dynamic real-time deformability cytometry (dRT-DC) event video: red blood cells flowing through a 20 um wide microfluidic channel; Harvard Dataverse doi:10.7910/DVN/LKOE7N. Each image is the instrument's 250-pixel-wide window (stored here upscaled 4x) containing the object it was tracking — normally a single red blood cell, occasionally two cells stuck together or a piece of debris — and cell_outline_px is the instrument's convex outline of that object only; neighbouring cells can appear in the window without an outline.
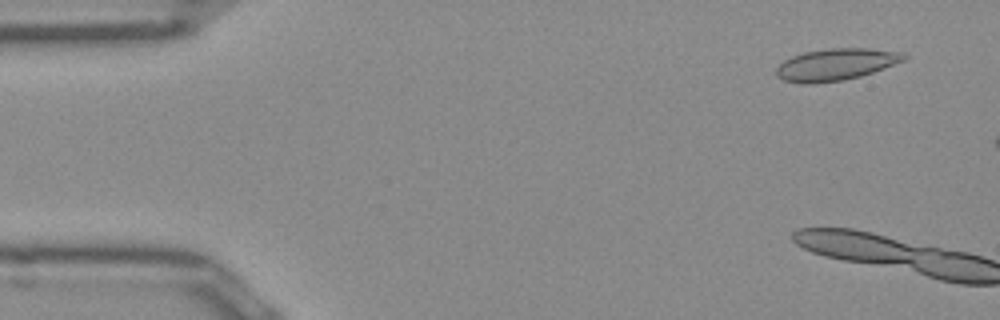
{"species": "Egyptian fruit bat (a non-hibernating species)", "species_latin": "Rousettus aegyptiacus", "temperature_condition": "room temperature", "stored_images_in_passage": 6, "camera_frame_rate_fps": 3000, "um_per_image_px": 0.085, "frame": {"image": 1, "passage_image": 3, "time_ms": 0.667, "image_size_px": [1000, 320], "cell_outline_px": [[908, 56], [904, 60], [884, 68], [860, 76], [844, 80], [812, 84], [804, 84], [784, 80], [776, 76], [776, 68], [784, 60], [792, 56], [804, 52], [828, 48], [868, 48], [904, 52]], "centroid_in_image_um": [71.04, 5.48], "position_along_channel_um": 14.0, "area_um2": 23.76}}